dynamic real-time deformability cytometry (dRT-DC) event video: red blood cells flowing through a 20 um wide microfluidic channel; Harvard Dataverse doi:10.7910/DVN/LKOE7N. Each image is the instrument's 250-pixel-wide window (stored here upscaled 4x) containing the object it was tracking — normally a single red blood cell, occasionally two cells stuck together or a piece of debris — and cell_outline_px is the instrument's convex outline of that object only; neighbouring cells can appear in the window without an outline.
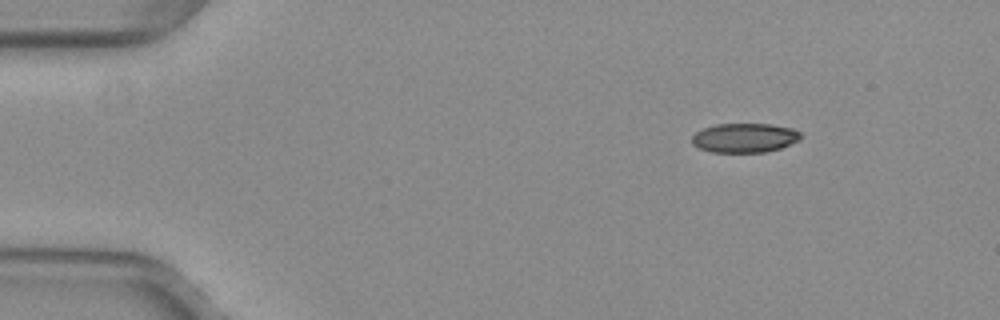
{"species": "common noctule bat (a hibernating species)", "species_latin": "Nyctalus noctula", "temperature_condition": "warm", "stored_images_in_passage": 7, "camera_frame_rate_fps": 3000, "um_per_image_px": 0.085, "animal": {"sex": "female", "body_mass_g": 29.2, "forearm_length_mm": 56.3}, "frame": {"image": 1, "passage_image": 1, "time_ms": 0.0, "image_size_px": [1000, 320], "cell_outline_px": [[800, 140], [780, 148], [764, 152], [712, 152], [700, 148], [692, 144], [692, 136], [696, 132], [704, 128], [716, 124], [768, 124], [792, 128], [800, 132]], "centroid_in_image_um": [63.28, 11.71], "position_along_channel_um": 21.7, "area_um2": 18.44}}